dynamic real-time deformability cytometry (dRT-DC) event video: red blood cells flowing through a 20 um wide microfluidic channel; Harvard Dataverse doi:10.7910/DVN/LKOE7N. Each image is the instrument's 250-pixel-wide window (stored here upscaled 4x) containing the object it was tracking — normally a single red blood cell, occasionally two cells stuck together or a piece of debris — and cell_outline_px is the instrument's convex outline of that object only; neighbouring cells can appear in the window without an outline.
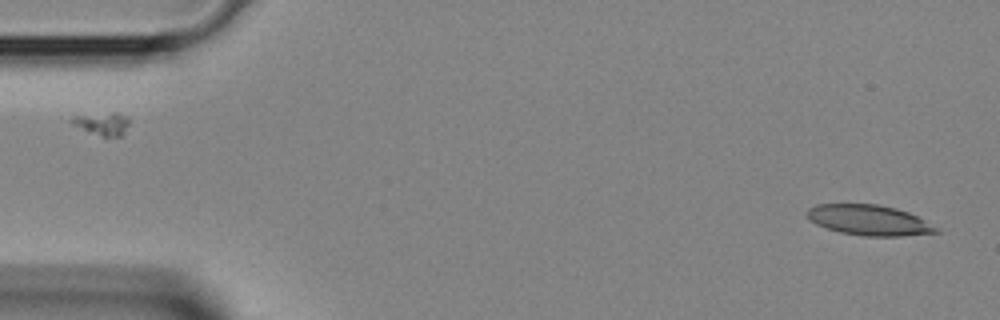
{"species": "Egyptian fruit bat (a non-hibernating species)", "species_latin": "Rousettus aegyptiacus", "temperature_condition": "room temperature", "stored_images_in_passage": 2, "camera_frame_rate_fps": 3000, "um_per_image_px": 0.085, "animal": {"sex": "female"}, "frame": {"image": 1, "passage_image": 2, "time_ms": 0.333, "image_size_px": [1000, 320], "cell_outline_px": [[940, 232], [900, 236], [864, 236], [840, 232], [816, 224], [808, 220], [804, 212], [808, 208], [816, 204], [876, 204], [896, 208], [908, 212], [924, 220], [936, 228]], "centroid_in_image_um": [73.79, 18.7], "position_along_channel_um": 11.2, "area_um2": 22.77}}